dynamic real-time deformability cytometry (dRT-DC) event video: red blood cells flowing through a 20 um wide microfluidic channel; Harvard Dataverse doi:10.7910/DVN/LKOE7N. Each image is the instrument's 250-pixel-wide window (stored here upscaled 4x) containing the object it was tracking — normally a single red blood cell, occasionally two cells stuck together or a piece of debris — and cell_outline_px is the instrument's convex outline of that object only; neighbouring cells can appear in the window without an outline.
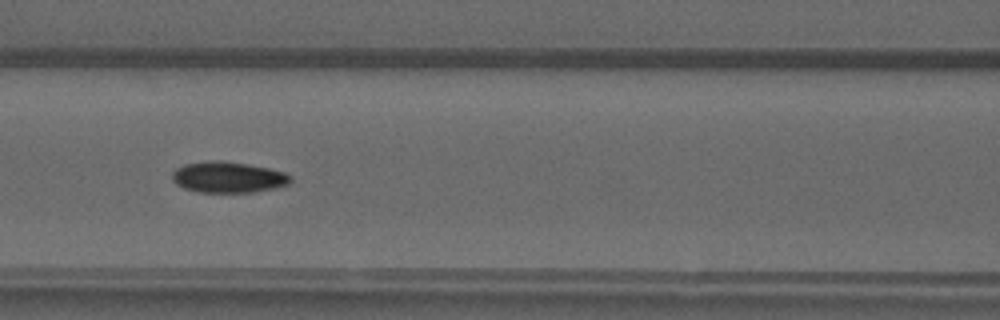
{"species": "common noctule bat (a hibernating species)", "species_latin": "Nyctalus noctula", "temperature_condition": "warm", "stored_images_in_passage": 50, "camera_frame_rate_fps": 3000, "um_per_image_px": 0.085, "animal": {"sex": "male", "forearm_length_mm": 52.5}, "frame": {"image": 1, "passage_image": 22, "time_ms": 7.0, "image_size_px": [1000, 320], "cell_outline_px": [[292, 180], [288, 184], [276, 188], [252, 192], [200, 192], [184, 188], [176, 184], [172, 180], [172, 172], [176, 168], [184, 164], [212, 160], [220, 160], [248, 164], [268, 168], [284, 172], [292, 176]], "centroid_in_image_um": [19.39, 15.06], "position_along_channel_um": 147.2, "area_um2": 21.44}}
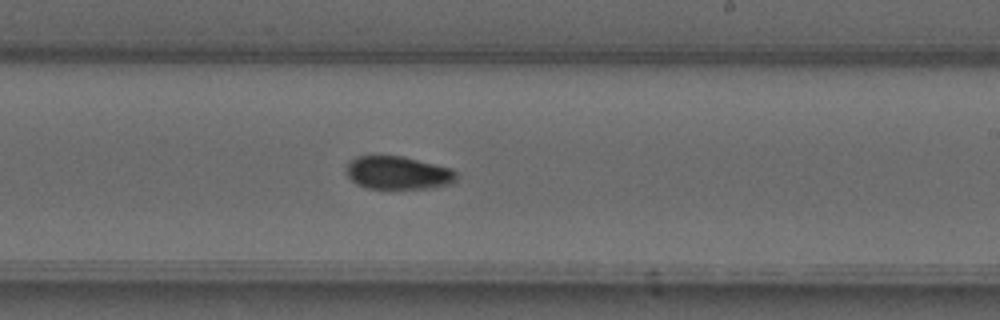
{"frame": {"image": 2, "passage_image": 30, "time_ms": 9.667, "image_size_px": [1000, 320], "cell_outline_px": [[456, 180], [452, 184], [432, 188], [368, 188], [356, 184], [348, 176], [348, 164], [356, 156], [400, 156], [452, 168], [456, 172]], "centroid_in_image_um": [33.87, 14.7], "position_along_channel_um": 255.1, "area_um2": 20.98}}
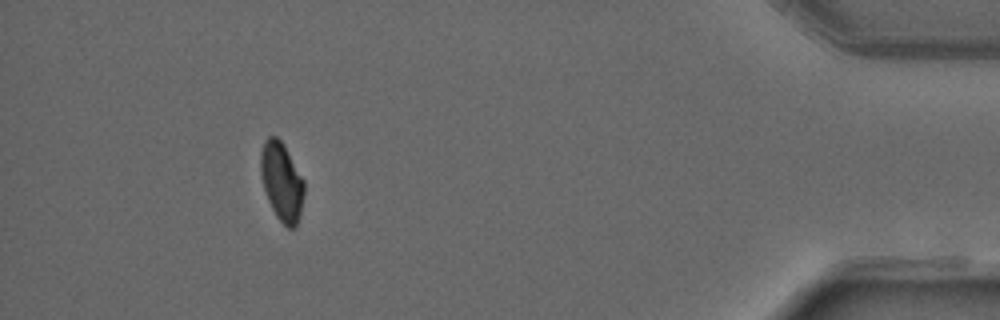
{"frame": {"image": 3, "passage_image": 46, "time_ms": 15.0, "image_size_px": [1000, 320], "cell_outline_px": [[304, 192], [300, 216], [296, 228], [288, 228], [276, 216], [268, 200], [264, 188], [260, 172], [260, 152], [264, 140], [268, 136], [276, 136], [284, 144], [304, 180]], "centroid_in_image_um": [23.94, 15.42], "position_along_channel_um": 411.3, "area_um2": 20.0}, "authors_computed_cell_mechanics": {"area_um2": 20.3456, "velocity_mm_per_s": 4.0684, "shape_relaxation_time_tau1_ms": 7.9479, "shape_relaxation_time_tau2_ms": 3.6998, "deformation_change_tau1": 0.1774, "deformation_change_tau2": 0.05}}